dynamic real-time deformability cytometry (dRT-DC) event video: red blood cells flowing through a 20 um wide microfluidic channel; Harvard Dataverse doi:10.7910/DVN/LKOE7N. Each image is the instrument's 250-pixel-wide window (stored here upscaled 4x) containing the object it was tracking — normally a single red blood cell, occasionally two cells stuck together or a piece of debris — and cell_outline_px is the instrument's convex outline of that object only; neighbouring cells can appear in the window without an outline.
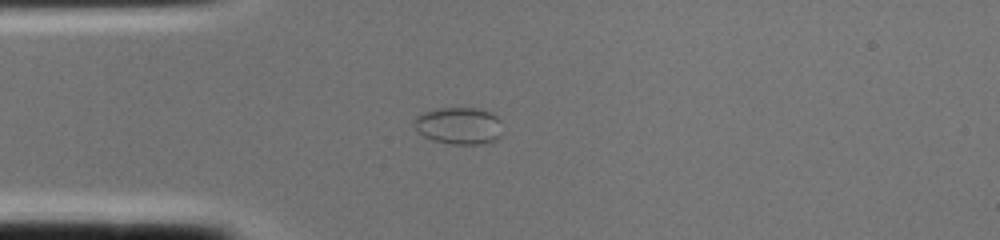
{"species": "common noctule bat (a hibernating species)", "species_latin": "Nyctalus noctula", "temperature_condition": "cold", "stored_images_in_passage": 1, "camera_frame_rate_fps": 3000, "um_per_image_px": 0.085, "animal": {"sex": "female", "body_mass_g": 22.0, "forearm_length_mm": 56.7}, "frame": {"image": 1, "passage_image": 1, "time_ms": 0.0, "image_size_px": [1000, 240], "cell_outline_px": [[500, 136], [492, 144], [452, 144], [432, 140], [416, 132], [412, 120], [416, 116], [424, 112], [436, 108], [476, 108], [488, 112], [496, 116], [500, 120]], "centroid_in_image_um": [38.97, 10.7], "position_along_channel_um": 46.0, "area_um2": 19.31}}